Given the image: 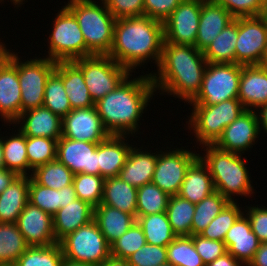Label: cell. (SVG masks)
I'll return each mask as SVG.
<instances>
[{
	"instance_id": "94428289",
	"label": "cell",
	"mask_w": 267,
	"mask_h": 266,
	"mask_svg": "<svg viewBox=\"0 0 267 266\" xmlns=\"http://www.w3.org/2000/svg\"><path fill=\"white\" fill-rule=\"evenodd\" d=\"M61 266H92V265L82 263V262H74V261L64 258Z\"/></svg>"
},
{
	"instance_id": "681fc988",
	"label": "cell",
	"mask_w": 267,
	"mask_h": 266,
	"mask_svg": "<svg viewBox=\"0 0 267 266\" xmlns=\"http://www.w3.org/2000/svg\"><path fill=\"white\" fill-rule=\"evenodd\" d=\"M226 8L234 18L259 16L267 0H209Z\"/></svg>"
},
{
	"instance_id": "bcb514c9",
	"label": "cell",
	"mask_w": 267,
	"mask_h": 266,
	"mask_svg": "<svg viewBox=\"0 0 267 266\" xmlns=\"http://www.w3.org/2000/svg\"><path fill=\"white\" fill-rule=\"evenodd\" d=\"M146 243L143 229L136 221L122 236L110 245L111 259L124 262Z\"/></svg>"
},
{
	"instance_id": "60d3db41",
	"label": "cell",
	"mask_w": 267,
	"mask_h": 266,
	"mask_svg": "<svg viewBox=\"0 0 267 266\" xmlns=\"http://www.w3.org/2000/svg\"><path fill=\"white\" fill-rule=\"evenodd\" d=\"M64 260L60 243L29 246L17 259L16 266H61Z\"/></svg>"
},
{
	"instance_id": "30bf717a",
	"label": "cell",
	"mask_w": 267,
	"mask_h": 266,
	"mask_svg": "<svg viewBox=\"0 0 267 266\" xmlns=\"http://www.w3.org/2000/svg\"><path fill=\"white\" fill-rule=\"evenodd\" d=\"M242 66L236 63H207L200 92L189 104L215 105L238 99Z\"/></svg>"
},
{
	"instance_id": "8d00e7d4",
	"label": "cell",
	"mask_w": 267,
	"mask_h": 266,
	"mask_svg": "<svg viewBox=\"0 0 267 266\" xmlns=\"http://www.w3.org/2000/svg\"><path fill=\"white\" fill-rule=\"evenodd\" d=\"M195 204L181 198L170 196L166 214L176 236H191Z\"/></svg>"
},
{
	"instance_id": "2e32d148",
	"label": "cell",
	"mask_w": 267,
	"mask_h": 266,
	"mask_svg": "<svg viewBox=\"0 0 267 266\" xmlns=\"http://www.w3.org/2000/svg\"><path fill=\"white\" fill-rule=\"evenodd\" d=\"M259 136L257 113L246 109L223 130L213 145L222 151L245 154L249 149L251 151L257 143V138L260 140Z\"/></svg>"
},
{
	"instance_id": "f546056e",
	"label": "cell",
	"mask_w": 267,
	"mask_h": 266,
	"mask_svg": "<svg viewBox=\"0 0 267 266\" xmlns=\"http://www.w3.org/2000/svg\"><path fill=\"white\" fill-rule=\"evenodd\" d=\"M29 202V176H17L0 194V223H16Z\"/></svg>"
},
{
	"instance_id": "6125c7cd",
	"label": "cell",
	"mask_w": 267,
	"mask_h": 266,
	"mask_svg": "<svg viewBox=\"0 0 267 266\" xmlns=\"http://www.w3.org/2000/svg\"><path fill=\"white\" fill-rule=\"evenodd\" d=\"M4 167L3 146H2V134H0V169Z\"/></svg>"
},
{
	"instance_id": "680465c9",
	"label": "cell",
	"mask_w": 267,
	"mask_h": 266,
	"mask_svg": "<svg viewBox=\"0 0 267 266\" xmlns=\"http://www.w3.org/2000/svg\"><path fill=\"white\" fill-rule=\"evenodd\" d=\"M259 132L267 133V104L259 107L257 110ZM267 135V134H266Z\"/></svg>"
},
{
	"instance_id": "7a4b0ae2",
	"label": "cell",
	"mask_w": 267,
	"mask_h": 266,
	"mask_svg": "<svg viewBox=\"0 0 267 266\" xmlns=\"http://www.w3.org/2000/svg\"><path fill=\"white\" fill-rule=\"evenodd\" d=\"M163 44V22L146 15L117 18L108 55L131 73H135L134 70L149 61H154L158 68Z\"/></svg>"
},
{
	"instance_id": "f6af8a7d",
	"label": "cell",
	"mask_w": 267,
	"mask_h": 266,
	"mask_svg": "<svg viewBox=\"0 0 267 266\" xmlns=\"http://www.w3.org/2000/svg\"><path fill=\"white\" fill-rule=\"evenodd\" d=\"M243 210L242 207H239L237 201L229 202L199 235L206 239L224 242L227 231L244 213Z\"/></svg>"
},
{
	"instance_id": "a7ac6f4b",
	"label": "cell",
	"mask_w": 267,
	"mask_h": 266,
	"mask_svg": "<svg viewBox=\"0 0 267 266\" xmlns=\"http://www.w3.org/2000/svg\"><path fill=\"white\" fill-rule=\"evenodd\" d=\"M0 266H16V264H0Z\"/></svg>"
},
{
	"instance_id": "d6986e66",
	"label": "cell",
	"mask_w": 267,
	"mask_h": 266,
	"mask_svg": "<svg viewBox=\"0 0 267 266\" xmlns=\"http://www.w3.org/2000/svg\"><path fill=\"white\" fill-rule=\"evenodd\" d=\"M16 225L28 246H49L57 242L53 230V216L27 203Z\"/></svg>"
},
{
	"instance_id": "d590c367",
	"label": "cell",
	"mask_w": 267,
	"mask_h": 266,
	"mask_svg": "<svg viewBox=\"0 0 267 266\" xmlns=\"http://www.w3.org/2000/svg\"><path fill=\"white\" fill-rule=\"evenodd\" d=\"M74 175L64 164L55 159L35 168L30 177L41 186L60 190L73 184Z\"/></svg>"
},
{
	"instance_id": "6da1fadb",
	"label": "cell",
	"mask_w": 267,
	"mask_h": 266,
	"mask_svg": "<svg viewBox=\"0 0 267 266\" xmlns=\"http://www.w3.org/2000/svg\"><path fill=\"white\" fill-rule=\"evenodd\" d=\"M143 74L133 78V74H129L115 90L95 103L110 135L134 137L140 134V119L156 94L151 74Z\"/></svg>"
},
{
	"instance_id": "74e56055",
	"label": "cell",
	"mask_w": 267,
	"mask_h": 266,
	"mask_svg": "<svg viewBox=\"0 0 267 266\" xmlns=\"http://www.w3.org/2000/svg\"><path fill=\"white\" fill-rule=\"evenodd\" d=\"M28 247L16 223H0V264H15Z\"/></svg>"
},
{
	"instance_id": "83f0119b",
	"label": "cell",
	"mask_w": 267,
	"mask_h": 266,
	"mask_svg": "<svg viewBox=\"0 0 267 266\" xmlns=\"http://www.w3.org/2000/svg\"><path fill=\"white\" fill-rule=\"evenodd\" d=\"M215 192L212 177L207 165L198 157L188 168L182 182L179 196L193 204Z\"/></svg>"
},
{
	"instance_id": "ee69618b",
	"label": "cell",
	"mask_w": 267,
	"mask_h": 266,
	"mask_svg": "<svg viewBox=\"0 0 267 266\" xmlns=\"http://www.w3.org/2000/svg\"><path fill=\"white\" fill-rule=\"evenodd\" d=\"M43 106L61 118L65 117L72 110L63 80L55 71L47 80Z\"/></svg>"
},
{
	"instance_id": "4fadbf2b",
	"label": "cell",
	"mask_w": 267,
	"mask_h": 266,
	"mask_svg": "<svg viewBox=\"0 0 267 266\" xmlns=\"http://www.w3.org/2000/svg\"><path fill=\"white\" fill-rule=\"evenodd\" d=\"M21 114V90L18 78V53L6 49L0 58V116L13 124Z\"/></svg>"
},
{
	"instance_id": "e0dca14e",
	"label": "cell",
	"mask_w": 267,
	"mask_h": 266,
	"mask_svg": "<svg viewBox=\"0 0 267 266\" xmlns=\"http://www.w3.org/2000/svg\"><path fill=\"white\" fill-rule=\"evenodd\" d=\"M109 136V132L98 115L96 106L72 109L62 118V137L101 143Z\"/></svg>"
},
{
	"instance_id": "9a60e30c",
	"label": "cell",
	"mask_w": 267,
	"mask_h": 266,
	"mask_svg": "<svg viewBox=\"0 0 267 266\" xmlns=\"http://www.w3.org/2000/svg\"><path fill=\"white\" fill-rule=\"evenodd\" d=\"M267 47V29L260 16L238 18L236 64L259 65Z\"/></svg>"
},
{
	"instance_id": "ffe728a7",
	"label": "cell",
	"mask_w": 267,
	"mask_h": 266,
	"mask_svg": "<svg viewBox=\"0 0 267 266\" xmlns=\"http://www.w3.org/2000/svg\"><path fill=\"white\" fill-rule=\"evenodd\" d=\"M13 125L19 126L25 136L48 137L56 141L62 136V118L44 106L22 112Z\"/></svg>"
},
{
	"instance_id": "003e7915",
	"label": "cell",
	"mask_w": 267,
	"mask_h": 266,
	"mask_svg": "<svg viewBox=\"0 0 267 266\" xmlns=\"http://www.w3.org/2000/svg\"><path fill=\"white\" fill-rule=\"evenodd\" d=\"M6 43L1 42L0 40V58L5 54V51L7 49Z\"/></svg>"
},
{
	"instance_id": "f5cc1de1",
	"label": "cell",
	"mask_w": 267,
	"mask_h": 266,
	"mask_svg": "<svg viewBox=\"0 0 267 266\" xmlns=\"http://www.w3.org/2000/svg\"><path fill=\"white\" fill-rule=\"evenodd\" d=\"M103 2L116 19L144 15V0H103Z\"/></svg>"
},
{
	"instance_id": "e7e4bbea",
	"label": "cell",
	"mask_w": 267,
	"mask_h": 266,
	"mask_svg": "<svg viewBox=\"0 0 267 266\" xmlns=\"http://www.w3.org/2000/svg\"><path fill=\"white\" fill-rule=\"evenodd\" d=\"M260 18L263 20L265 27L267 29V5L266 7L262 10V12L260 13Z\"/></svg>"
},
{
	"instance_id": "277c9868",
	"label": "cell",
	"mask_w": 267,
	"mask_h": 266,
	"mask_svg": "<svg viewBox=\"0 0 267 266\" xmlns=\"http://www.w3.org/2000/svg\"><path fill=\"white\" fill-rule=\"evenodd\" d=\"M201 147L205 148L201 150L205 153L201 155L199 152V157L210 171L215 191L221 193L229 202H236L234 197L238 195L254 197V185L250 180L249 168L246 167L247 158L242 159V154L222 151L214 145Z\"/></svg>"
},
{
	"instance_id": "c3c4849f",
	"label": "cell",
	"mask_w": 267,
	"mask_h": 266,
	"mask_svg": "<svg viewBox=\"0 0 267 266\" xmlns=\"http://www.w3.org/2000/svg\"><path fill=\"white\" fill-rule=\"evenodd\" d=\"M165 263H168L166 247L146 243L124 261V266H159Z\"/></svg>"
},
{
	"instance_id": "f1b7e54d",
	"label": "cell",
	"mask_w": 267,
	"mask_h": 266,
	"mask_svg": "<svg viewBox=\"0 0 267 266\" xmlns=\"http://www.w3.org/2000/svg\"><path fill=\"white\" fill-rule=\"evenodd\" d=\"M76 199L77 195L73 184L56 190L37 184L29 176V203L52 216L60 208H64Z\"/></svg>"
},
{
	"instance_id": "be15d7a7",
	"label": "cell",
	"mask_w": 267,
	"mask_h": 266,
	"mask_svg": "<svg viewBox=\"0 0 267 266\" xmlns=\"http://www.w3.org/2000/svg\"><path fill=\"white\" fill-rule=\"evenodd\" d=\"M259 66L263 69L267 70V47L265 48L264 55L262 57V60L259 63Z\"/></svg>"
},
{
	"instance_id": "ba28073f",
	"label": "cell",
	"mask_w": 267,
	"mask_h": 266,
	"mask_svg": "<svg viewBox=\"0 0 267 266\" xmlns=\"http://www.w3.org/2000/svg\"><path fill=\"white\" fill-rule=\"evenodd\" d=\"M83 73L90 96L96 103L115 90L131 72L109 55H91L72 61Z\"/></svg>"
},
{
	"instance_id": "8fae6325",
	"label": "cell",
	"mask_w": 267,
	"mask_h": 266,
	"mask_svg": "<svg viewBox=\"0 0 267 266\" xmlns=\"http://www.w3.org/2000/svg\"><path fill=\"white\" fill-rule=\"evenodd\" d=\"M18 56V78L21 90V113L43 106L44 91L57 62L46 57L21 60Z\"/></svg>"
},
{
	"instance_id": "91938a15",
	"label": "cell",
	"mask_w": 267,
	"mask_h": 266,
	"mask_svg": "<svg viewBox=\"0 0 267 266\" xmlns=\"http://www.w3.org/2000/svg\"><path fill=\"white\" fill-rule=\"evenodd\" d=\"M95 266H124V262H119L114 259H110L106 262L96 264Z\"/></svg>"
},
{
	"instance_id": "4316f807",
	"label": "cell",
	"mask_w": 267,
	"mask_h": 266,
	"mask_svg": "<svg viewBox=\"0 0 267 266\" xmlns=\"http://www.w3.org/2000/svg\"><path fill=\"white\" fill-rule=\"evenodd\" d=\"M55 72L62 78L72 109L95 106L85 84L82 71L71 62H57Z\"/></svg>"
},
{
	"instance_id": "e575fe53",
	"label": "cell",
	"mask_w": 267,
	"mask_h": 266,
	"mask_svg": "<svg viewBox=\"0 0 267 266\" xmlns=\"http://www.w3.org/2000/svg\"><path fill=\"white\" fill-rule=\"evenodd\" d=\"M136 219L143 229L148 244L167 247L177 237L170 225L166 212L136 216Z\"/></svg>"
},
{
	"instance_id": "7dc6e473",
	"label": "cell",
	"mask_w": 267,
	"mask_h": 266,
	"mask_svg": "<svg viewBox=\"0 0 267 266\" xmlns=\"http://www.w3.org/2000/svg\"><path fill=\"white\" fill-rule=\"evenodd\" d=\"M105 179L100 175L78 173L74 175L73 186L77 198L98 206L103 198Z\"/></svg>"
},
{
	"instance_id": "1f68e13d",
	"label": "cell",
	"mask_w": 267,
	"mask_h": 266,
	"mask_svg": "<svg viewBox=\"0 0 267 266\" xmlns=\"http://www.w3.org/2000/svg\"><path fill=\"white\" fill-rule=\"evenodd\" d=\"M100 204L119 209L136 218L137 188L123 181L119 176L104 181L103 198Z\"/></svg>"
},
{
	"instance_id": "7402d4cb",
	"label": "cell",
	"mask_w": 267,
	"mask_h": 266,
	"mask_svg": "<svg viewBox=\"0 0 267 266\" xmlns=\"http://www.w3.org/2000/svg\"><path fill=\"white\" fill-rule=\"evenodd\" d=\"M142 149L143 146L139 148L133 145L125 165L118 175L123 181L135 188L151 183L156 168L158 151L155 152L154 150L153 153L148 148L146 151Z\"/></svg>"
},
{
	"instance_id": "3957f363",
	"label": "cell",
	"mask_w": 267,
	"mask_h": 266,
	"mask_svg": "<svg viewBox=\"0 0 267 266\" xmlns=\"http://www.w3.org/2000/svg\"><path fill=\"white\" fill-rule=\"evenodd\" d=\"M206 67L203 51L195 46L164 43L157 72L150 74L156 93L189 103L200 92Z\"/></svg>"
},
{
	"instance_id": "03108f58",
	"label": "cell",
	"mask_w": 267,
	"mask_h": 266,
	"mask_svg": "<svg viewBox=\"0 0 267 266\" xmlns=\"http://www.w3.org/2000/svg\"><path fill=\"white\" fill-rule=\"evenodd\" d=\"M1 2L4 3V0H0ZM10 2H12L11 4H13L14 8L16 7V9H18V7H21V5H23V2H26L25 0H10Z\"/></svg>"
},
{
	"instance_id": "44dd1931",
	"label": "cell",
	"mask_w": 267,
	"mask_h": 266,
	"mask_svg": "<svg viewBox=\"0 0 267 266\" xmlns=\"http://www.w3.org/2000/svg\"><path fill=\"white\" fill-rule=\"evenodd\" d=\"M238 99L245 109L256 111L267 104V70L259 65L242 66Z\"/></svg>"
},
{
	"instance_id": "db71d44e",
	"label": "cell",
	"mask_w": 267,
	"mask_h": 266,
	"mask_svg": "<svg viewBox=\"0 0 267 266\" xmlns=\"http://www.w3.org/2000/svg\"><path fill=\"white\" fill-rule=\"evenodd\" d=\"M183 0H144V15L164 22Z\"/></svg>"
},
{
	"instance_id": "9f6ffc18",
	"label": "cell",
	"mask_w": 267,
	"mask_h": 266,
	"mask_svg": "<svg viewBox=\"0 0 267 266\" xmlns=\"http://www.w3.org/2000/svg\"><path fill=\"white\" fill-rule=\"evenodd\" d=\"M247 266H267V243H260L253 259Z\"/></svg>"
},
{
	"instance_id": "5b68a950",
	"label": "cell",
	"mask_w": 267,
	"mask_h": 266,
	"mask_svg": "<svg viewBox=\"0 0 267 266\" xmlns=\"http://www.w3.org/2000/svg\"><path fill=\"white\" fill-rule=\"evenodd\" d=\"M99 2V3H98ZM68 0L65 5L78 21L86 47L95 55H108L116 18L103 0Z\"/></svg>"
},
{
	"instance_id": "6f0895ef",
	"label": "cell",
	"mask_w": 267,
	"mask_h": 266,
	"mask_svg": "<svg viewBox=\"0 0 267 266\" xmlns=\"http://www.w3.org/2000/svg\"><path fill=\"white\" fill-rule=\"evenodd\" d=\"M18 175L5 168L0 169V194L11 184Z\"/></svg>"
},
{
	"instance_id": "f907efd6",
	"label": "cell",
	"mask_w": 267,
	"mask_h": 266,
	"mask_svg": "<svg viewBox=\"0 0 267 266\" xmlns=\"http://www.w3.org/2000/svg\"><path fill=\"white\" fill-rule=\"evenodd\" d=\"M192 239L194 247L205 265L227 253V248L223 241L206 239L201 235H193Z\"/></svg>"
},
{
	"instance_id": "ac0fdd59",
	"label": "cell",
	"mask_w": 267,
	"mask_h": 266,
	"mask_svg": "<svg viewBox=\"0 0 267 266\" xmlns=\"http://www.w3.org/2000/svg\"><path fill=\"white\" fill-rule=\"evenodd\" d=\"M57 159L74 174L100 175L98 143L60 137L57 140Z\"/></svg>"
},
{
	"instance_id": "4dcf8cb0",
	"label": "cell",
	"mask_w": 267,
	"mask_h": 266,
	"mask_svg": "<svg viewBox=\"0 0 267 266\" xmlns=\"http://www.w3.org/2000/svg\"><path fill=\"white\" fill-rule=\"evenodd\" d=\"M93 220L109 245L137 221L133 215L104 204L94 207Z\"/></svg>"
},
{
	"instance_id": "5bb4252c",
	"label": "cell",
	"mask_w": 267,
	"mask_h": 266,
	"mask_svg": "<svg viewBox=\"0 0 267 266\" xmlns=\"http://www.w3.org/2000/svg\"><path fill=\"white\" fill-rule=\"evenodd\" d=\"M202 0H183L163 22L164 43L195 46Z\"/></svg>"
},
{
	"instance_id": "9c48e42d",
	"label": "cell",
	"mask_w": 267,
	"mask_h": 266,
	"mask_svg": "<svg viewBox=\"0 0 267 266\" xmlns=\"http://www.w3.org/2000/svg\"><path fill=\"white\" fill-rule=\"evenodd\" d=\"M64 258L92 266L111 259L110 245L94 220L80 226L60 242Z\"/></svg>"
},
{
	"instance_id": "603a6c76",
	"label": "cell",
	"mask_w": 267,
	"mask_h": 266,
	"mask_svg": "<svg viewBox=\"0 0 267 266\" xmlns=\"http://www.w3.org/2000/svg\"><path fill=\"white\" fill-rule=\"evenodd\" d=\"M234 19L223 6L210 2L209 0H202L195 47L200 51H204L217 35Z\"/></svg>"
},
{
	"instance_id": "cb8c5ba5",
	"label": "cell",
	"mask_w": 267,
	"mask_h": 266,
	"mask_svg": "<svg viewBox=\"0 0 267 266\" xmlns=\"http://www.w3.org/2000/svg\"><path fill=\"white\" fill-rule=\"evenodd\" d=\"M127 135H110L98 143V165L104 179L117 177L133 147ZM128 141V142H127Z\"/></svg>"
},
{
	"instance_id": "7bdbcfd3",
	"label": "cell",
	"mask_w": 267,
	"mask_h": 266,
	"mask_svg": "<svg viewBox=\"0 0 267 266\" xmlns=\"http://www.w3.org/2000/svg\"><path fill=\"white\" fill-rule=\"evenodd\" d=\"M26 150L29 176L35 168L57 159V141L55 139L26 136Z\"/></svg>"
},
{
	"instance_id": "89a4df30",
	"label": "cell",
	"mask_w": 267,
	"mask_h": 266,
	"mask_svg": "<svg viewBox=\"0 0 267 266\" xmlns=\"http://www.w3.org/2000/svg\"><path fill=\"white\" fill-rule=\"evenodd\" d=\"M159 266H174V265H172L171 263H165V264L159 265Z\"/></svg>"
},
{
	"instance_id": "d6a6232c",
	"label": "cell",
	"mask_w": 267,
	"mask_h": 266,
	"mask_svg": "<svg viewBox=\"0 0 267 266\" xmlns=\"http://www.w3.org/2000/svg\"><path fill=\"white\" fill-rule=\"evenodd\" d=\"M237 37L238 18H235L203 51L207 63H236Z\"/></svg>"
},
{
	"instance_id": "816d5d0a",
	"label": "cell",
	"mask_w": 267,
	"mask_h": 266,
	"mask_svg": "<svg viewBox=\"0 0 267 266\" xmlns=\"http://www.w3.org/2000/svg\"><path fill=\"white\" fill-rule=\"evenodd\" d=\"M257 206V207H256ZM244 215L248 218L253 233L260 243H267V207L244 206Z\"/></svg>"
},
{
	"instance_id": "f35d334b",
	"label": "cell",
	"mask_w": 267,
	"mask_h": 266,
	"mask_svg": "<svg viewBox=\"0 0 267 266\" xmlns=\"http://www.w3.org/2000/svg\"><path fill=\"white\" fill-rule=\"evenodd\" d=\"M228 203L221 193L215 191L195 204L191 235H199Z\"/></svg>"
},
{
	"instance_id": "484cf974",
	"label": "cell",
	"mask_w": 267,
	"mask_h": 266,
	"mask_svg": "<svg viewBox=\"0 0 267 266\" xmlns=\"http://www.w3.org/2000/svg\"><path fill=\"white\" fill-rule=\"evenodd\" d=\"M94 207L83 200L76 199L53 215V230L59 243L68 234L93 220Z\"/></svg>"
},
{
	"instance_id": "b9f144b4",
	"label": "cell",
	"mask_w": 267,
	"mask_h": 266,
	"mask_svg": "<svg viewBox=\"0 0 267 266\" xmlns=\"http://www.w3.org/2000/svg\"><path fill=\"white\" fill-rule=\"evenodd\" d=\"M166 250L168 263L174 266H205L194 247L192 235L177 236Z\"/></svg>"
},
{
	"instance_id": "836d02e7",
	"label": "cell",
	"mask_w": 267,
	"mask_h": 266,
	"mask_svg": "<svg viewBox=\"0 0 267 266\" xmlns=\"http://www.w3.org/2000/svg\"><path fill=\"white\" fill-rule=\"evenodd\" d=\"M17 131L9 134L10 137L2 136L4 167L18 176H29L26 136L19 129Z\"/></svg>"
},
{
	"instance_id": "7c38bea8",
	"label": "cell",
	"mask_w": 267,
	"mask_h": 266,
	"mask_svg": "<svg viewBox=\"0 0 267 266\" xmlns=\"http://www.w3.org/2000/svg\"><path fill=\"white\" fill-rule=\"evenodd\" d=\"M170 148L167 146L165 151L158 150L152 183L169 196H175L179 194L186 172L199 153L183 146L180 149Z\"/></svg>"
},
{
	"instance_id": "d4e9b609",
	"label": "cell",
	"mask_w": 267,
	"mask_h": 266,
	"mask_svg": "<svg viewBox=\"0 0 267 266\" xmlns=\"http://www.w3.org/2000/svg\"><path fill=\"white\" fill-rule=\"evenodd\" d=\"M227 252L246 266L253 259L260 242L253 233L248 218L242 214L227 231L224 239Z\"/></svg>"
},
{
	"instance_id": "8992f818",
	"label": "cell",
	"mask_w": 267,
	"mask_h": 266,
	"mask_svg": "<svg viewBox=\"0 0 267 266\" xmlns=\"http://www.w3.org/2000/svg\"><path fill=\"white\" fill-rule=\"evenodd\" d=\"M191 109L187 129L195 136L198 146L213 145L223 130L246 109L239 99H229L215 105L189 104ZM190 118V119H189Z\"/></svg>"
},
{
	"instance_id": "ab89813d",
	"label": "cell",
	"mask_w": 267,
	"mask_h": 266,
	"mask_svg": "<svg viewBox=\"0 0 267 266\" xmlns=\"http://www.w3.org/2000/svg\"><path fill=\"white\" fill-rule=\"evenodd\" d=\"M169 198L168 194L152 182L137 188L136 216L166 212Z\"/></svg>"
},
{
	"instance_id": "11a10c76",
	"label": "cell",
	"mask_w": 267,
	"mask_h": 266,
	"mask_svg": "<svg viewBox=\"0 0 267 266\" xmlns=\"http://www.w3.org/2000/svg\"><path fill=\"white\" fill-rule=\"evenodd\" d=\"M205 266H246L243 262L234 258L228 252L223 256L218 257L213 262L206 264Z\"/></svg>"
},
{
	"instance_id": "52a82bcc",
	"label": "cell",
	"mask_w": 267,
	"mask_h": 266,
	"mask_svg": "<svg viewBox=\"0 0 267 266\" xmlns=\"http://www.w3.org/2000/svg\"><path fill=\"white\" fill-rule=\"evenodd\" d=\"M48 41L46 58L55 62H71L94 55L87 47L74 14L62 6L53 19Z\"/></svg>"
}]
</instances>
